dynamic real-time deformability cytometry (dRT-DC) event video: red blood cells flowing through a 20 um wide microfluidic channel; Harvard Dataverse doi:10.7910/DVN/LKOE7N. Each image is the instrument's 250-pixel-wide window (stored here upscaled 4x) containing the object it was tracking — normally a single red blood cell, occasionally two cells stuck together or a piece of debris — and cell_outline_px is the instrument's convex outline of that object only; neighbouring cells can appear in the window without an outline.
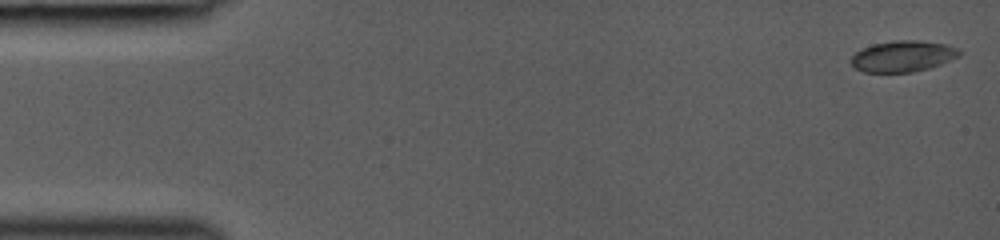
{"species": "common noctule bat (a hibernating species)", "species_latin": "Nyctalus noctula", "temperature_condition": "room temperature", "stored_images_in_passage": 38, "camera_frame_rate_fps": 3000, "um_per_image_px": 0.085, "animal": {"sex": "female", "body_mass_g": 19.0, "forearm_length_mm": 53.3}, "frame": {"image": 1, "passage_image": 1, "time_ms": 0.0, "image_size_px": [1000, 240], "cell_outline_px": [[960, 56], [932, 68], [912, 72], [864, 72], [852, 68], [848, 60], [860, 48], [872, 44], [896, 40], [916, 40], [944, 44], [960, 48]], "centroid_in_image_um": [76.7, 4.79], "position_along_channel_um": 8.3, "area_um2": 20.0}}
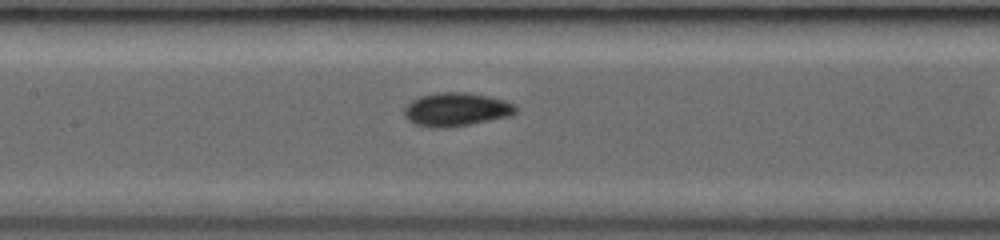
{"frame": {"image": 2, "passage_image": 21, "time_ms": 6.667, "image_size_px": [1000, 240], "cell_outline_px": [[516, 112], [512, 116], [448, 128], [432, 128], [416, 124], [408, 120], [404, 116], [404, 108], [412, 100], [420, 96], [436, 92], [464, 92], [488, 96], [504, 100], [516, 104]], "centroid_in_image_um": [38.78, 9.31], "position_along_channel_um": 168.6, "area_um2": 21.91}}
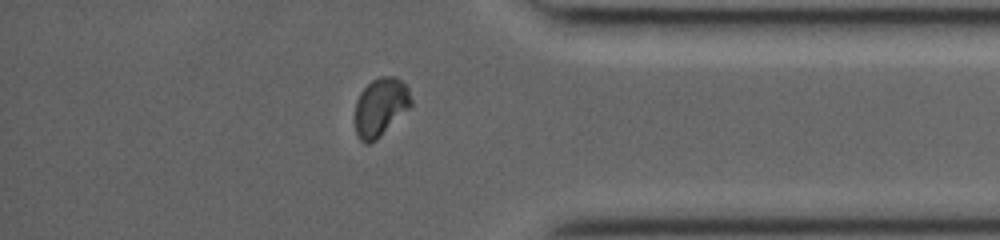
{"frame": {"image": 3, "passage_image": 37, "time_ms": 12.0, "image_size_px": [1000, 240], "cell_outline_px": [[412, 104], [376, 140], [368, 144], [364, 144], [356, 136], [356, 100], [360, 92], [372, 80], [380, 76], [396, 76], [408, 88], [412, 100]], "centroid_in_image_um": [32.33, 9.09], "position_along_channel_um": 402.9, "area_um2": 18.84}}